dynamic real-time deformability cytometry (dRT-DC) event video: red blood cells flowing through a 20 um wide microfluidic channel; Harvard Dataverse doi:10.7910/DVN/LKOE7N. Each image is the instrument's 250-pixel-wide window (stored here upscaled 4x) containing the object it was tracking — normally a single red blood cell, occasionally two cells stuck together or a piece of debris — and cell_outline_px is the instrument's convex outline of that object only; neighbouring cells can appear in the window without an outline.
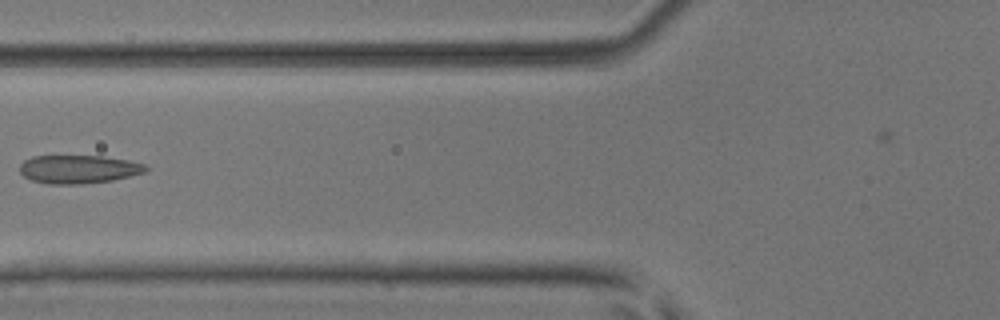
{"species": "common noctule bat (a hibernating species)", "species_latin": "Nyctalus noctula", "temperature_condition": "room temperature", "stored_images_in_passage": 8, "camera_frame_rate_fps": 3000, "um_per_image_px": 0.085, "animal": {"sex": "male", "body_mass_g": 17.9, "forearm_length_mm": 54.2}, "frame": {"image": 1, "passage_image": 7, "time_ms": 2.0, "image_size_px": [1000, 320], "cell_outline_px": [[148, 168], [144, 172], [112, 180], [80, 184], [48, 184], [32, 180], [24, 176], [20, 172], [20, 164], [24, 160], [32, 156], [100, 156], [128, 160], [144, 164]], "centroid_in_image_um": [6.64, 14.38], "position_along_channel_um": 119.2, "area_um2": 20.63}}
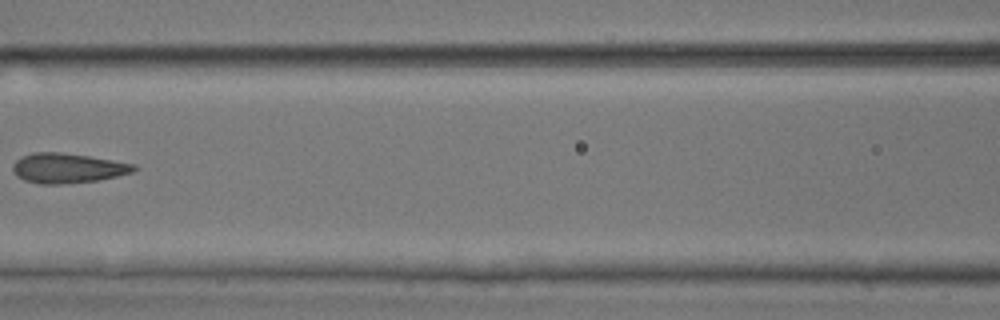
{"frame": {"image": 2, "passage_image": 8, "time_ms": 2.333, "image_size_px": [1000, 320], "cell_outline_px": [[140, 168], [132, 172], [116, 176], [96, 180], [60, 184], [40, 184], [24, 180], [16, 176], [12, 168], [12, 164], [20, 156], [32, 152], [60, 152], [88, 156], [136, 164]], "centroid_in_image_um": [5.72, 14.28], "position_along_channel_um": 160.9, "area_um2": 21.1}}